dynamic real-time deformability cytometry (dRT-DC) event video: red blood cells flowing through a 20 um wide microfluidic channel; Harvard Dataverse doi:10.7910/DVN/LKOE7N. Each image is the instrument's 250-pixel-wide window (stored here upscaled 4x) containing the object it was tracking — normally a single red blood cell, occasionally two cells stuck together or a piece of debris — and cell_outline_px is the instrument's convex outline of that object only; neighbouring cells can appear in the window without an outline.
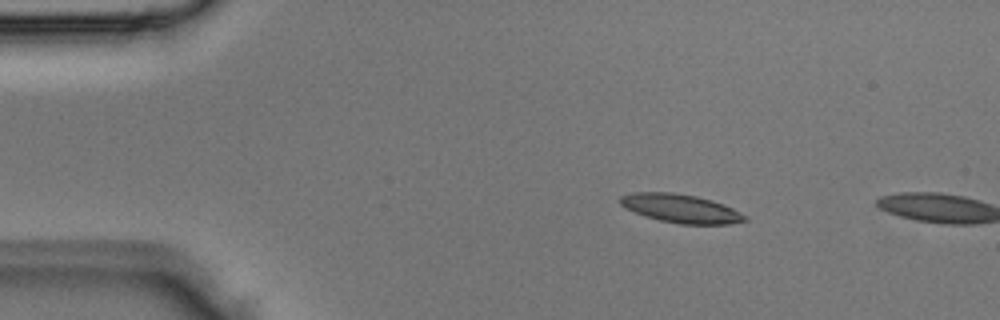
{"species": "Egyptian fruit bat (a non-hibernating species)", "species_latin": "Rousettus aegyptiacus", "temperature_condition": "room temperature", "stored_images_in_passage": 2, "camera_frame_rate_fps": 3000, "um_per_image_px": 0.085, "animal": {"sex": "male"}, "frame": {"image": 1, "passage_image": 1, "time_ms": 0.0, "image_size_px": [1000, 320], "cell_outline_px": [[748, 220], [728, 224], [680, 224], [660, 220], [644, 216], [624, 208], [620, 204], [620, 196], [632, 192], [672, 192], [696, 196], [712, 200], [724, 204], [748, 216]], "centroid_in_image_um": [57.86, 17.72], "position_along_channel_um": 27.1, "area_um2": 20.87}}